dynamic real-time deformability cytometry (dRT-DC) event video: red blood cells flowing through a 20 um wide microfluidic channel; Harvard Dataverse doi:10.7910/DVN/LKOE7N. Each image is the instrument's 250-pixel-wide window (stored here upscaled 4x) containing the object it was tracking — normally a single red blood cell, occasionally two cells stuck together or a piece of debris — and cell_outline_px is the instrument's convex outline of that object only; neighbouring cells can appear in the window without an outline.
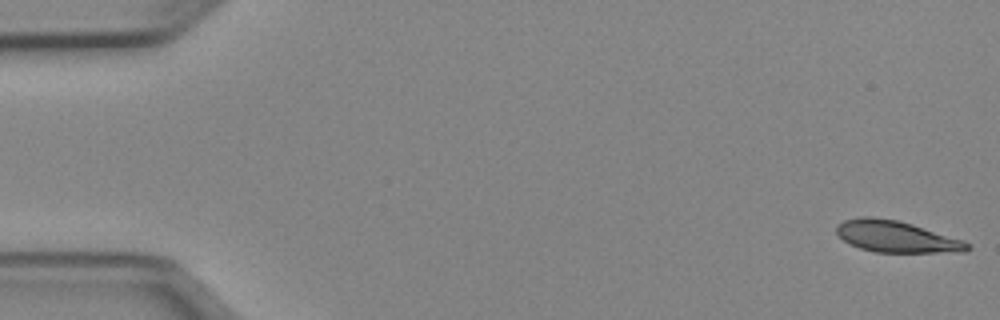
{"species": "Egyptian fruit bat (a non-hibernating species)", "species_latin": "Rousettus aegyptiacus", "temperature_condition": "cold", "stored_images_in_passage": 51, "camera_frame_rate_fps": 3000, "um_per_image_px": 0.085, "animal": {"sex": "female"}, "frame": {"image": 1, "passage_image": 1, "time_ms": 0.0, "image_size_px": [1000, 320], "cell_outline_px": [[972, 248], [964, 252], [876, 252], [860, 248], [844, 240], [836, 232], [836, 224], [844, 220], [860, 216], [872, 216], [896, 220], [912, 224], [964, 240]], "centroid_in_image_um": [76.19, 20.1], "position_along_channel_um": 8.8, "area_um2": 23.93}}
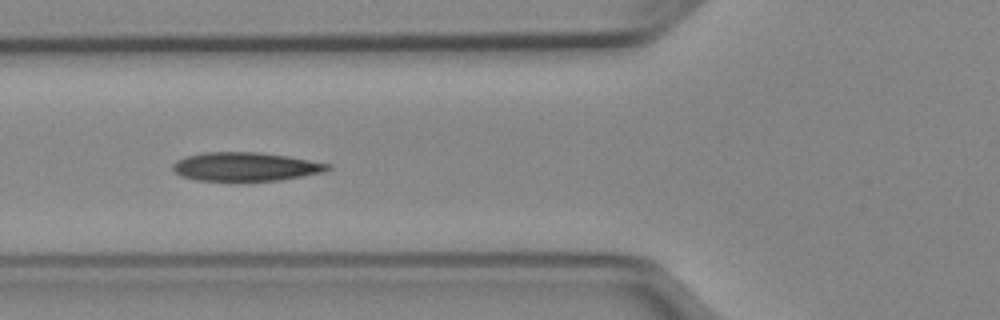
{"frame": {"image": 2, "passage_image": 19, "time_ms": 6.0, "image_size_px": [1000, 320], "cell_outline_px": [[332, 168], [324, 172], [280, 180], [196, 180], [180, 176], [172, 168], [172, 164], [176, 160], [188, 156], [204, 152], [260, 152], [288, 156], [332, 164]], "centroid_in_image_um": [20.89, 14.16], "position_along_channel_um": 104.9, "area_um2": 25.84}}
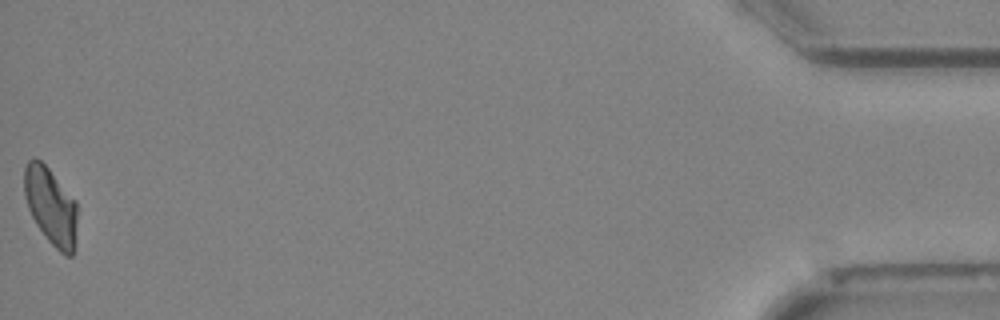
{"frame": {"image": 3, "passage_image": 51, "time_ms": 16.667, "image_size_px": [1000, 320], "cell_outline_px": [[76, 220], [72, 256], [64, 256], [48, 240], [36, 224], [28, 208], [24, 196], [24, 168], [28, 160], [32, 156], [40, 160], [48, 168], [76, 200]], "centroid_in_image_um": [4.28, 17.48], "position_along_channel_um": 430.9, "area_um2": 23.64}, "authors_computed_cell_mechanics": {"area_um2": 24.7962, "velocity_mm_per_s": 3.9505, "shape_relaxation_time_tau1_ms": 7.7573, "shape_relaxation_time_tau2_ms": 6.5559, "deformation_change_tau1": 0.1799, "deformation_change_tau2": 0.1543}}